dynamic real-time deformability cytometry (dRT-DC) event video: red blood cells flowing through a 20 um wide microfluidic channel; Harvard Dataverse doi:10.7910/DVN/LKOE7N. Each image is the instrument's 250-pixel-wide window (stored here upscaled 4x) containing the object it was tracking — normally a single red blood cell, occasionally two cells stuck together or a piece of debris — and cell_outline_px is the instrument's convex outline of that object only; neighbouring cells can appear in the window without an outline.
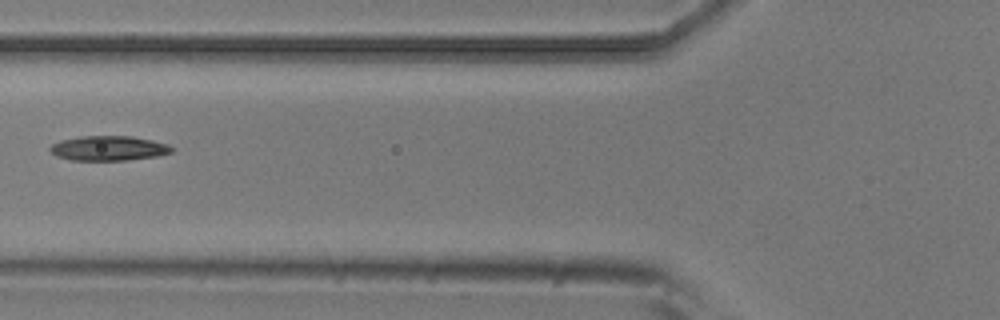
{"species": "common noctule bat (a hibernating species)", "species_latin": "Nyctalus noctula", "temperature_condition": "room temperature", "stored_images_in_passage": 4, "camera_frame_rate_fps": 3000, "um_per_image_px": 0.085, "animal": {"sex": "male", "body_mass_g": 20.5, "forearm_length_mm": 52.5}, "frame": {"image": 1, "passage_image": 3, "time_ms": 0.667, "image_size_px": [1000, 320], "cell_outline_px": [[172, 152], [156, 156], [128, 160], [72, 160], [56, 156], [48, 148], [52, 144], [60, 140], [80, 136], [132, 136], [152, 140], [168, 144], [172, 148]], "centroid_in_image_um": [9.21, 12.59], "position_along_channel_um": 116.6, "area_um2": 17.51}}
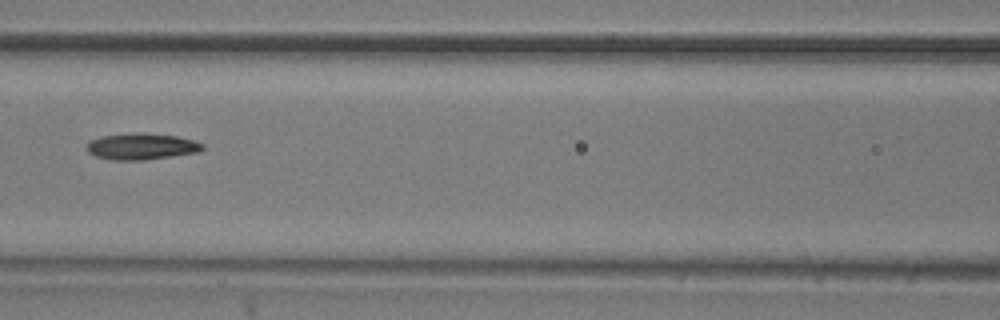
{"frame": {"image": 2, "passage_image": 4, "time_ms": 1.0, "image_size_px": [1000, 320], "cell_outline_px": [[204, 148], [196, 152], [172, 156], [144, 160], [112, 160], [96, 156], [88, 152], [88, 144], [92, 140], [100, 136], [136, 132], [176, 136], [196, 140], [204, 144]], "centroid_in_image_um": [12.05, 12.44], "position_along_channel_um": 154.6, "area_um2": 17.69}}